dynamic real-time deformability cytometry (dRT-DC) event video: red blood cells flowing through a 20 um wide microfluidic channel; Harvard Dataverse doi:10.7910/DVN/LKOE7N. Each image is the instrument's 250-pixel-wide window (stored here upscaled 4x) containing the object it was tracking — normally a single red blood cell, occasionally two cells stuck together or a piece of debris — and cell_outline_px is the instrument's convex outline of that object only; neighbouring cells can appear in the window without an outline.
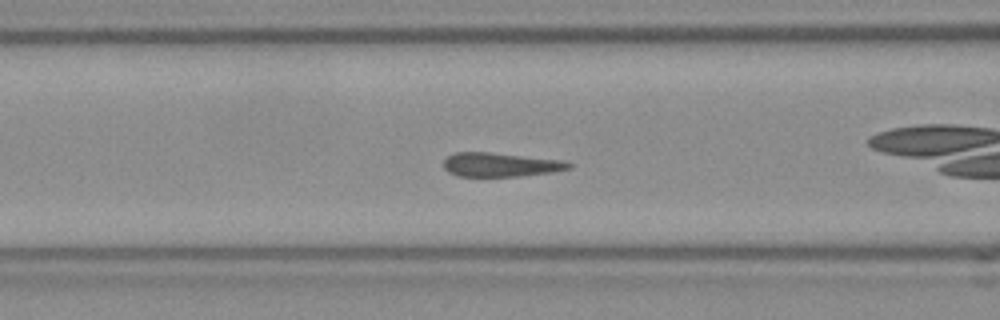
{"species": "Egyptian fruit bat (a non-hibernating species)", "species_latin": "Rousettus aegyptiacus", "temperature_condition": "room temperature", "stored_images_in_passage": 40, "camera_frame_rate_fps": 3000, "um_per_image_px": 0.085, "frame": {"image": 1, "passage_image": 7, "time_ms": 2.0, "image_size_px": [1000, 320], "cell_outline_px": [[572, 168], [552, 172], [520, 176], [456, 176], [448, 172], [444, 168], [444, 160], [448, 156], [456, 152], [488, 152], [568, 160], [572, 164]], "centroid_in_image_um": [42.59, 13.99], "position_along_channel_um": 124.0, "area_um2": 17.69}, "authors_computed_cell_mechanics": {"area_um2": 17.8313, "velocity_mm_per_s": 3.807, "shape_relaxation_time_tau1_ms": 4.3748, "shape_relaxation_time_tau2_ms": null, "deformation_change_tau1": 0.1262, "deformation_change_tau2": null}}